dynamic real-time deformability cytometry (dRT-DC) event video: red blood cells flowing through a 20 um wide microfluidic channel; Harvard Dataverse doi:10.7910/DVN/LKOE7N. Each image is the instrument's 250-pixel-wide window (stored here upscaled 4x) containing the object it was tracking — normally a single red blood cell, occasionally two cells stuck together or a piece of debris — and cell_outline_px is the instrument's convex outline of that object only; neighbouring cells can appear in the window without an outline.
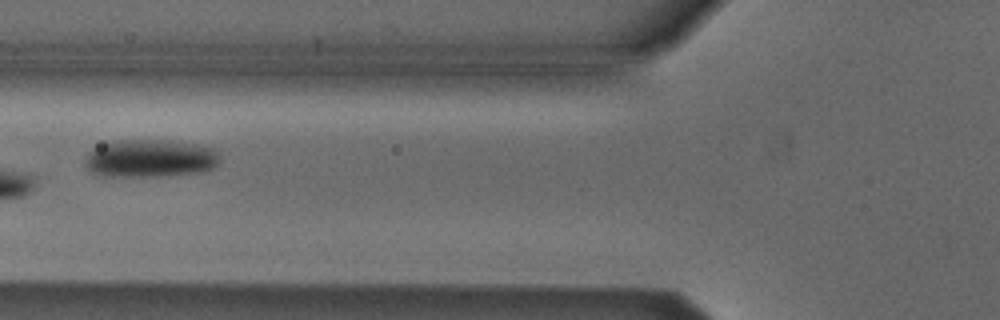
{"species": "Egyptian fruit bat (a non-hibernating species)", "species_latin": "Rousettus aegyptiacus", "temperature_condition": "cold", "stored_images_in_passage": 5, "camera_frame_rate_fps": 3000, "um_per_image_px": 0.085, "animal": {"sex": "male"}, "frame": {"image": 1, "passage_image": 4, "time_ms": 3.667, "image_size_px": [1000, 320], "cell_outline_px": [[220, 160], [212, 168], [200, 172], [160, 176], [100, 176], [92, 172], [84, 164], [84, 160], [88, 152], [92, 148], [112, 140], [172, 140], [196, 144], [216, 148], [220, 156]], "centroid_in_image_um": [12.75, 13.45], "position_along_channel_um": 113.1, "area_um2": 30.11}}
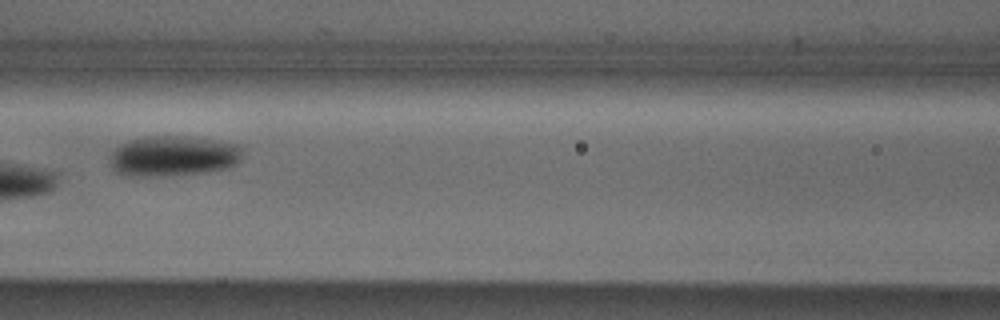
{"frame": {"image": 2, "passage_image": 5, "time_ms": 4.667, "image_size_px": [1000, 320], "cell_outline_px": [[244, 156], [236, 164], [228, 168], [208, 172], [164, 176], [128, 176], [116, 172], [112, 168], [108, 156], [120, 144], [128, 140], [144, 136], [184, 136], [240, 144]], "centroid_in_image_um": [14.72, 13.26], "position_along_channel_um": 151.9, "area_um2": 31.73}}